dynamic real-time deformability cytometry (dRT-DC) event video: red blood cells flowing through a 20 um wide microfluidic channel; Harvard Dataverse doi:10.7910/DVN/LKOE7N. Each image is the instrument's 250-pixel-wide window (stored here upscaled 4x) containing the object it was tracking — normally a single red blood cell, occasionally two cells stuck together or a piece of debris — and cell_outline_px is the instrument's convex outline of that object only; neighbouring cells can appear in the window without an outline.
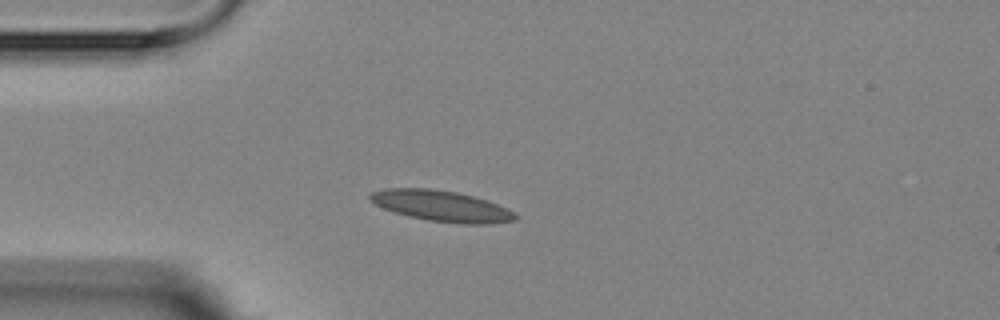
{"species": "Egyptian fruit bat (a non-hibernating species)", "species_latin": "Rousettus aegyptiacus", "temperature_condition": "room temperature", "stored_images_in_passage": 3, "camera_frame_rate_fps": 3000, "um_per_image_px": 0.085, "animal": {"sex": "female"}, "frame": {"image": 1, "passage_image": 3, "time_ms": 2.333, "image_size_px": [1000, 320], "cell_outline_px": [[520, 216], [516, 220], [488, 224], [464, 224], [428, 220], [408, 216], [384, 208], [368, 200], [368, 196], [372, 192], [384, 188], [428, 188], [456, 192], [472, 196], [508, 208], [516, 212]], "centroid_in_image_um": [37.54, 17.51], "position_along_channel_um": 47.5, "area_um2": 26.07}}